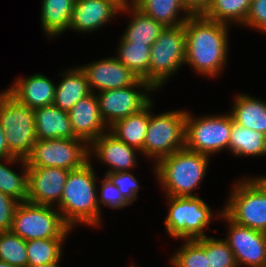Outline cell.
Here are the masks:
<instances>
[{
    "label": "cell",
    "instance_id": "3",
    "mask_svg": "<svg viewBox=\"0 0 266 267\" xmlns=\"http://www.w3.org/2000/svg\"><path fill=\"white\" fill-rule=\"evenodd\" d=\"M211 159L186 148L161 158L155 164L154 178L163 196L198 197L196 190L207 177Z\"/></svg>",
    "mask_w": 266,
    "mask_h": 267
},
{
    "label": "cell",
    "instance_id": "12",
    "mask_svg": "<svg viewBox=\"0 0 266 267\" xmlns=\"http://www.w3.org/2000/svg\"><path fill=\"white\" fill-rule=\"evenodd\" d=\"M25 160L31 167L79 169L89 161L88 144L80 138L37 140Z\"/></svg>",
    "mask_w": 266,
    "mask_h": 267
},
{
    "label": "cell",
    "instance_id": "27",
    "mask_svg": "<svg viewBox=\"0 0 266 267\" xmlns=\"http://www.w3.org/2000/svg\"><path fill=\"white\" fill-rule=\"evenodd\" d=\"M139 10L165 27H176L186 22L192 14L181 0H130Z\"/></svg>",
    "mask_w": 266,
    "mask_h": 267
},
{
    "label": "cell",
    "instance_id": "21",
    "mask_svg": "<svg viewBox=\"0 0 266 267\" xmlns=\"http://www.w3.org/2000/svg\"><path fill=\"white\" fill-rule=\"evenodd\" d=\"M122 16L127 17V24L120 35L126 42L151 46L160 36L165 26L151 16L139 10L131 1L122 7Z\"/></svg>",
    "mask_w": 266,
    "mask_h": 267
},
{
    "label": "cell",
    "instance_id": "41",
    "mask_svg": "<svg viewBox=\"0 0 266 267\" xmlns=\"http://www.w3.org/2000/svg\"><path fill=\"white\" fill-rule=\"evenodd\" d=\"M256 175H251V177L260 185V187L266 193V174H261V175L256 174Z\"/></svg>",
    "mask_w": 266,
    "mask_h": 267
},
{
    "label": "cell",
    "instance_id": "42",
    "mask_svg": "<svg viewBox=\"0 0 266 267\" xmlns=\"http://www.w3.org/2000/svg\"><path fill=\"white\" fill-rule=\"evenodd\" d=\"M61 264H38V265H27L26 267H61Z\"/></svg>",
    "mask_w": 266,
    "mask_h": 267
},
{
    "label": "cell",
    "instance_id": "6",
    "mask_svg": "<svg viewBox=\"0 0 266 267\" xmlns=\"http://www.w3.org/2000/svg\"><path fill=\"white\" fill-rule=\"evenodd\" d=\"M186 113L185 148L214 157L229 151L233 119L229 112L197 114Z\"/></svg>",
    "mask_w": 266,
    "mask_h": 267
},
{
    "label": "cell",
    "instance_id": "18",
    "mask_svg": "<svg viewBox=\"0 0 266 267\" xmlns=\"http://www.w3.org/2000/svg\"><path fill=\"white\" fill-rule=\"evenodd\" d=\"M52 79L40 72L27 77L21 75L14 78L5 90L21 104L34 110L53 104L56 81Z\"/></svg>",
    "mask_w": 266,
    "mask_h": 267
},
{
    "label": "cell",
    "instance_id": "22",
    "mask_svg": "<svg viewBox=\"0 0 266 267\" xmlns=\"http://www.w3.org/2000/svg\"><path fill=\"white\" fill-rule=\"evenodd\" d=\"M230 110L233 122L257 132L266 134V100L245 92L233 97Z\"/></svg>",
    "mask_w": 266,
    "mask_h": 267
},
{
    "label": "cell",
    "instance_id": "44",
    "mask_svg": "<svg viewBox=\"0 0 266 267\" xmlns=\"http://www.w3.org/2000/svg\"><path fill=\"white\" fill-rule=\"evenodd\" d=\"M131 264V265H130ZM129 265H128V267H140L139 265H135L136 263L135 262H133V263H130Z\"/></svg>",
    "mask_w": 266,
    "mask_h": 267
},
{
    "label": "cell",
    "instance_id": "26",
    "mask_svg": "<svg viewBox=\"0 0 266 267\" xmlns=\"http://www.w3.org/2000/svg\"><path fill=\"white\" fill-rule=\"evenodd\" d=\"M16 166L19 168V171L16 169L17 172L13 169ZM27 186L26 160L17 157L0 159V192L20 203L27 202Z\"/></svg>",
    "mask_w": 266,
    "mask_h": 267
},
{
    "label": "cell",
    "instance_id": "1",
    "mask_svg": "<svg viewBox=\"0 0 266 267\" xmlns=\"http://www.w3.org/2000/svg\"><path fill=\"white\" fill-rule=\"evenodd\" d=\"M231 28L201 14L188 17L184 23L185 66L204 79L221 77L228 66Z\"/></svg>",
    "mask_w": 266,
    "mask_h": 267
},
{
    "label": "cell",
    "instance_id": "10",
    "mask_svg": "<svg viewBox=\"0 0 266 267\" xmlns=\"http://www.w3.org/2000/svg\"><path fill=\"white\" fill-rule=\"evenodd\" d=\"M10 231L28 241L69 238L74 230L63 221L56 207L21 202L15 210Z\"/></svg>",
    "mask_w": 266,
    "mask_h": 267
},
{
    "label": "cell",
    "instance_id": "39",
    "mask_svg": "<svg viewBox=\"0 0 266 267\" xmlns=\"http://www.w3.org/2000/svg\"><path fill=\"white\" fill-rule=\"evenodd\" d=\"M211 0H181L184 7L192 14H202L209 6Z\"/></svg>",
    "mask_w": 266,
    "mask_h": 267
},
{
    "label": "cell",
    "instance_id": "35",
    "mask_svg": "<svg viewBox=\"0 0 266 267\" xmlns=\"http://www.w3.org/2000/svg\"><path fill=\"white\" fill-rule=\"evenodd\" d=\"M98 206L101 212V228H103V207L113 210H122L131 206V204L122 196L117 186L103 174V177L98 178L97 183ZM102 209V210H101Z\"/></svg>",
    "mask_w": 266,
    "mask_h": 267
},
{
    "label": "cell",
    "instance_id": "19",
    "mask_svg": "<svg viewBox=\"0 0 266 267\" xmlns=\"http://www.w3.org/2000/svg\"><path fill=\"white\" fill-rule=\"evenodd\" d=\"M68 114L74 135L88 145L109 131L101 117L96 93L92 92L78 101Z\"/></svg>",
    "mask_w": 266,
    "mask_h": 267
},
{
    "label": "cell",
    "instance_id": "36",
    "mask_svg": "<svg viewBox=\"0 0 266 267\" xmlns=\"http://www.w3.org/2000/svg\"><path fill=\"white\" fill-rule=\"evenodd\" d=\"M134 171H125L117 173H103L111 182L117 186L122 196L131 204L139 200V191L142 189L139 179L133 173Z\"/></svg>",
    "mask_w": 266,
    "mask_h": 267
},
{
    "label": "cell",
    "instance_id": "2",
    "mask_svg": "<svg viewBox=\"0 0 266 267\" xmlns=\"http://www.w3.org/2000/svg\"><path fill=\"white\" fill-rule=\"evenodd\" d=\"M95 167L88 161L81 168L69 171L62 197L56 207L63 221L74 231L83 225L92 229L101 228L97 197L99 175Z\"/></svg>",
    "mask_w": 266,
    "mask_h": 267
},
{
    "label": "cell",
    "instance_id": "30",
    "mask_svg": "<svg viewBox=\"0 0 266 267\" xmlns=\"http://www.w3.org/2000/svg\"><path fill=\"white\" fill-rule=\"evenodd\" d=\"M250 4L251 0H211L201 15L233 28H241L247 18Z\"/></svg>",
    "mask_w": 266,
    "mask_h": 267
},
{
    "label": "cell",
    "instance_id": "34",
    "mask_svg": "<svg viewBox=\"0 0 266 267\" xmlns=\"http://www.w3.org/2000/svg\"><path fill=\"white\" fill-rule=\"evenodd\" d=\"M0 260L15 267H26V241L11 231L0 232Z\"/></svg>",
    "mask_w": 266,
    "mask_h": 267
},
{
    "label": "cell",
    "instance_id": "38",
    "mask_svg": "<svg viewBox=\"0 0 266 267\" xmlns=\"http://www.w3.org/2000/svg\"><path fill=\"white\" fill-rule=\"evenodd\" d=\"M20 202L0 192V232L10 231L15 210Z\"/></svg>",
    "mask_w": 266,
    "mask_h": 267
},
{
    "label": "cell",
    "instance_id": "14",
    "mask_svg": "<svg viewBox=\"0 0 266 267\" xmlns=\"http://www.w3.org/2000/svg\"><path fill=\"white\" fill-rule=\"evenodd\" d=\"M88 152L92 164L97 162V165L108 166L104 173L135 171L139 167L137 157L142 155L136 148L118 140L109 131L94 139L88 145Z\"/></svg>",
    "mask_w": 266,
    "mask_h": 267
},
{
    "label": "cell",
    "instance_id": "29",
    "mask_svg": "<svg viewBox=\"0 0 266 267\" xmlns=\"http://www.w3.org/2000/svg\"><path fill=\"white\" fill-rule=\"evenodd\" d=\"M117 39V47L113 55L136 76L149 82L151 46L146 44H132L126 42L121 36Z\"/></svg>",
    "mask_w": 266,
    "mask_h": 267
},
{
    "label": "cell",
    "instance_id": "11",
    "mask_svg": "<svg viewBox=\"0 0 266 267\" xmlns=\"http://www.w3.org/2000/svg\"><path fill=\"white\" fill-rule=\"evenodd\" d=\"M157 94V90L144 79L135 84L96 93L101 117L109 128L115 122L140 112Z\"/></svg>",
    "mask_w": 266,
    "mask_h": 267
},
{
    "label": "cell",
    "instance_id": "5",
    "mask_svg": "<svg viewBox=\"0 0 266 267\" xmlns=\"http://www.w3.org/2000/svg\"><path fill=\"white\" fill-rule=\"evenodd\" d=\"M157 100L150 102V120L144 140V159L155 175V164L175 151L185 148L187 108L155 113Z\"/></svg>",
    "mask_w": 266,
    "mask_h": 267
},
{
    "label": "cell",
    "instance_id": "15",
    "mask_svg": "<svg viewBox=\"0 0 266 267\" xmlns=\"http://www.w3.org/2000/svg\"><path fill=\"white\" fill-rule=\"evenodd\" d=\"M129 1L76 0L71 13L69 32L79 35L96 33L107 27L114 18L121 16L122 7ZM99 29V30H98Z\"/></svg>",
    "mask_w": 266,
    "mask_h": 267
},
{
    "label": "cell",
    "instance_id": "9",
    "mask_svg": "<svg viewBox=\"0 0 266 267\" xmlns=\"http://www.w3.org/2000/svg\"><path fill=\"white\" fill-rule=\"evenodd\" d=\"M0 124L5 132L9 152L26 159L38 140L34 122V110L21 104L5 89L0 91Z\"/></svg>",
    "mask_w": 266,
    "mask_h": 267
},
{
    "label": "cell",
    "instance_id": "37",
    "mask_svg": "<svg viewBox=\"0 0 266 267\" xmlns=\"http://www.w3.org/2000/svg\"><path fill=\"white\" fill-rule=\"evenodd\" d=\"M242 28L256 30L266 38V0H251L250 9Z\"/></svg>",
    "mask_w": 266,
    "mask_h": 267
},
{
    "label": "cell",
    "instance_id": "45",
    "mask_svg": "<svg viewBox=\"0 0 266 267\" xmlns=\"http://www.w3.org/2000/svg\"><path fill=\"white\" fill-rule=\"evenodd\" d=\"M114 1H130V0H114Z\"/></svg>",
    "mask_w": 266,
    "mask_h": 267
},
{
    "label": "cell",
    "instance_id": "32",
    "mask_svg": "<svg viewBox=\"0 0 266 267\" xmlns=\"http://www.w3.org/2000/svg\"><path fill=\"white\" fill-rule=\"evenodd\" d=\"M206 251L208 267H238L234 253L222 237L195 239Z\"/></svg>",
    "mask_w": 266,
    "mask_h": 267
},
{
    "label": "cell",
    "instance_id": "13",
    "mask_svg": "<svg viewBox=\"0 0 266 267\" xmlns=\"http://www.w3.org/2000/svg\"><path fill=\"white\" fill-rule=\"evenodd\" d=\"M220 220L226 224L224 240L234 253L238 267H266V233L239 225L224 212Z\"/></svg>",
    "mask_w": 266,
    "mask_h": 267
},
{
    "label": "cell",
    "instance_id": "4",
    "mask_svg": "<svg viewBox=\"0 0 266 267\" xmlns=\"http://www.w3.org/2000/svg\"><path fill=\"white\" fill-rule=\"evenodd\" d=\"M165 199L167 214L164 218V231L171 239L195 240L207 237L212 224L223 212V205L214 211L208 201L198 197H170ZM215 220V221H213ZM210 228V229H209Z\"/></svg>",
    "mask_w": 266,
    "mask_h": 267
},
{
    "label": "cell",
    "instance_id": "25",
    "mask_svg": "<svg viewBox=\"0 0 266 267\" xmlns=\"http://www.w3.org/2000/svg\"><path fill=\"white\" fill-rule=\"evenodd\" d=\"M150 120V103L140 112L115 122L109 132L118 140L136 148L144 158V140Z\"/></svg>",
    "mask_w": 266,
    "mask_h": 267
},
{
    "label": "cell",
    "instance_id": "33",
    "mask_svg": "<svg viewBox=\"0 0 266 267\" xmlns=\"http://www.w3.org/2000/svg\"><path fill=\"white\" fill-rule=\"evenodd\" d=\"M175 250L168 260L170 267H208L206 251L196 240H182Z\"/></svg>",
    "mask_w": 266,
    "mask_h": 267
},
{
    "label": "cell",
    "instance_id": "17",
    "mask_svg": "<svg viewBox=\"0 0 266 267\" xmlns=\"http://www.w3.org/2000/svg\"><path fill=\"white\" fill-rule=\"evenodd\" d=\"M87 76L91 92L124 88L140 78L122 64L114 55L79 65ZM97 90V91H96Z\"/></svg>",
    "mask_w": 266,
    "mask_h": 267
},
{
    "label": "cell",
    "instance_id": "31",
    "mask_svg": "<svg viewBox=\"0 0 266 267\" xmlns=\"http://www.w3.org/2000/svg\"><path fill=\"white\" fill-rule=\"evenodd\" d=\"M69 238L33 239L26 241L28 265L60 264L65 242Z\"/></svg>",
    "mask_w": 266,
    "mask_h": 267
},
{
    "label": "cell",
    "instance_id": "24",
    "mask_svg": "<svg viewBox=\"0 0 266 267\" xmlns=\"http://www.w3.org/2000/svg\"><path fill=\"white\" fill-rule=\"evenodd\" d=\"M76 0H41L40 26L47 40H55L69 30Z\"/></svg>",
    "mask_w": 266,
    "mask_h": 267
},
{
    "label": "cell",
    "instance_id": "16",
    "mask_svg": "<svg viewBox=\"0 0 266 267\" xmlns=\"http://www.w3.org/2000/svg\"><path fill=\"white\" fill-rule=\"evenodd\" d=\"M68 173L62 168L27 166V202L57 207Z\"/></svg>",
    "mask_w": 266,
    "mask_h": 267
},
{
    "label": "cell",
    "instance_id": "43",
    "mask_svg": "<svg viewBox=\"0 0 266 267\" xmlns=\"http://www.w3.org/2000/svg\"><path fill=\"white\" fill-rule=\"evenodd\" d=\"M0 267H15V266L9 264L8 262H3L2 260H0Z\"/></svg>",
    "mask_w": 266,
    "mask_h": 267
},
{
    "label": "cell",
    "instance_id": "7",
    "mask_svg": "<svg viewBox=\"0 0 266 267\" xmlns=\"http://www.w3.org/2000/svg\"><path fill=\"white\" fill-rule=\"evenodd\" d=\"M250 175L232 181L223 212L239 225L266 233V193Z\"/></svg>",
    "mask_w": 266,
    "mask_h": 267
},
{
    "label": "cell",
    "instance_id": "8",
    "mask_svg": "<svg viewBox=\"0 0 266 267\" xmlns=\"http://www.w3.org/2000/svg\"><path fill=\"white\" fill-rule=\"evenodd\" d=\"M186 34L184 24L165 27L151 45L149 83L157 90L165 89L168 81L185 65Z\"/></svg>",
    "mask_w": 266,
    "mask_h": 267
},
{
    "label": "cell",
    "instance_id": "20",
    "mask_svg": "<svg viewBox=\"0 0 266 267\" xmlns=\"http://www.w3.org/2000/svg\"><path fill=\"white\" fill-rule=\"evenodd\" d=\"M71 67V68H70ZM68 66L62 69L58 74L55 86L53 104L64 111H70L72 107L81 99L91 94L88 85L87 76L79 64Z\"/></svg>",
    "mask_w": 266,
    "mask_h": 267
},
{
    "label": "cell",
    "instance_id": "23",
    "mask_svg": "<svg viewBox=\"0 0 266 267\" xmlns=\"http://www.w3.org/2000/svg\"><path fill=\"white\" fill-rule=\"evenodd\" d=\"M34 122L38 140L77 138L68 112L54 104L34 109Z\"/></svg>",
    "mask_w": 266,
    "mask_h": 267
},
{
    "label": "cell",
    "instance_id": "28",
    "mask_svg": "<svg viewBox=\"0 0 266 267\" xmlns=\"http://www.w3.org/2000/svg\"><path fill=\"white\" fill-rule=\"evenodd\" d=\"M228 153L237 159L246 157L257 159L266 156V134L233 122Z\"/></svg>",
    "mask_w": 266,
    "mask_h": 267
},
{
    "label": "cell",
    "instance_id": "40",
    "mask_svg": "<svg viewBox=\"0 0 266 267\" xmlns=\"http://www.w3.org/2000/svg\"><path fill=\"white\" fill-rule=\"evenodd\" d=\"M4 158H14V156L9 152V148L5 139V132L0 124V159Z\"/></svg>",
    "mask_w": 266,
    "mask_h": 267
}]
</instances>
